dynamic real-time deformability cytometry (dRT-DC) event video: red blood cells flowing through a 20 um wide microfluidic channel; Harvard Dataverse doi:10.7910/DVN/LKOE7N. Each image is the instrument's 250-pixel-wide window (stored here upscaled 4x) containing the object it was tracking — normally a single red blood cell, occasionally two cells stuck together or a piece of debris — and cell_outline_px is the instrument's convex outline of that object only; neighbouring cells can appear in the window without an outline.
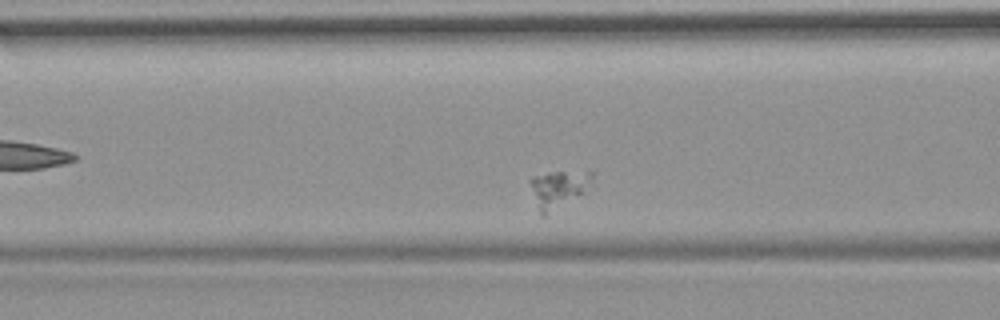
{"species": "common noctule bat (a hibernating species)", "species_latin": "Nyctalus noctula", "temperature_condition": "room temperature", "stored_images_in_passage": 40, "camera_frame_rate_fps": 3000, "um_per_image_px": 0.085, "animal": {"sex": "female", "body_mass_g": 19.9}, "frame": {"image": 1, "passage_image": 10, "time_ms": 3.0, "image_size_px": [1000, 320], "cell_outline_px": [[596, 184], [544, 216], [540, 216], [528, 180], [532, 176], [548, 172], [592, 168], [596, 172]], "centroid_in_image_um": [47.59, 15.95], "position_along_channel_um": 119.0, "area_um2": 14.33}}
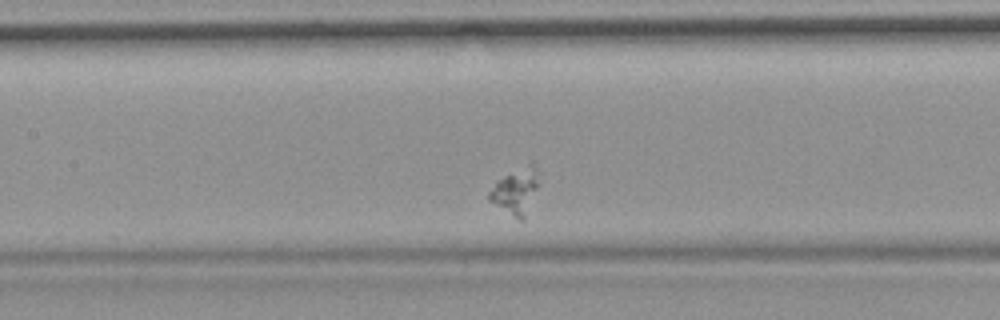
{"frame": {"image": 2, "passage_image": 14, "time_ms": 4.333, "image_size_px": [1000, 320], "cell_outline_px": [[540, 184], [524, 220], [520, 220], [488, 200], [488, 192], [496, 180], [532, 160], [536, 168]], "centroid_in_image_um": [43.87, 16.2], "position_along_channel_um": 163.5, "area_um2": 13.47}}
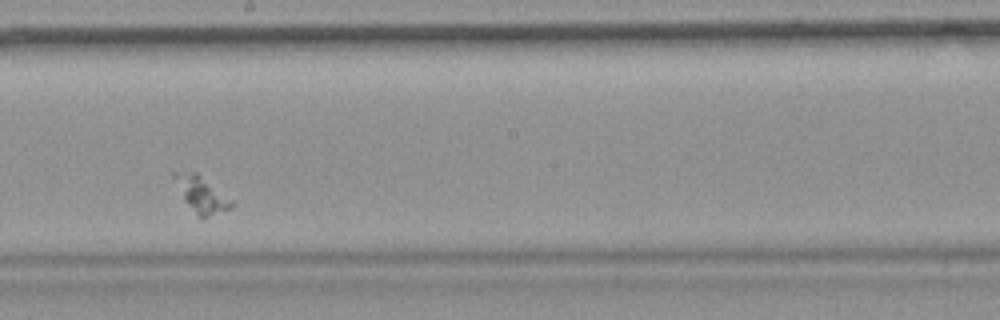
{"frame": {"image": 3, "passage_image": 20, "time_ms": 6.333, "image_size_px": [1000, 320], "cell_outline_px": [[236, 200], [232, 208], [204, 220], [200, 220], [184, 200], [172, 176], [172, 172], [196, 172]], "centroid_in_image_um": [17.2, 16.58], "position_along_channel_um": 231.0, "area_um2": 12.54}}